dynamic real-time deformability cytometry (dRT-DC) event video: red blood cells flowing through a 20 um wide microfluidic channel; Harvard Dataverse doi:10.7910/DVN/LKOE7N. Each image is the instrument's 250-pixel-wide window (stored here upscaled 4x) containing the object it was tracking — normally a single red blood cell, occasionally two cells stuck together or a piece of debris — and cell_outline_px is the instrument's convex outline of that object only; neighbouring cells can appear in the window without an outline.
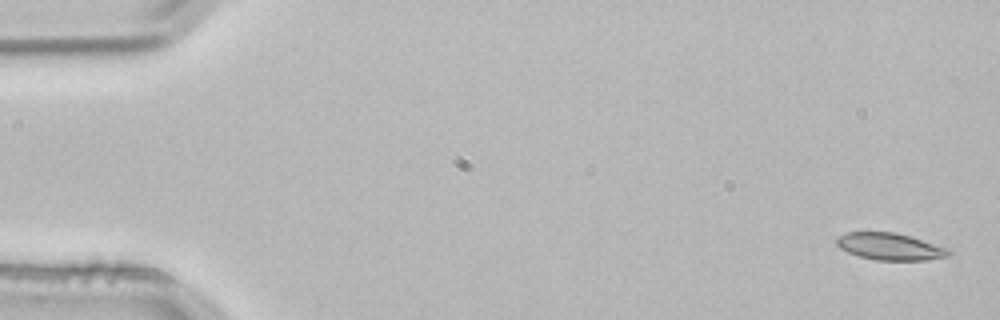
{"species": "common noctule bat (a hibernating species)", "species_latin": "Nyctalus noctula", "temperature_condition": "room temperature", "stored_images_in_passage": 3, "segment_of_instrument_passage": [1, 2], "camera_frame_rate_fps": 3000, "um_per_image_px": 0.085, "animal": {"sex": "male", "body_mass_g": 21.5, "forearm_length_mm": 52.0}, "frame": {"image": 1, "passage_image": 1, "time_ms": 0.0, "image_size_px": [1000, 320], "cell_outline_px": [[952, 252], [948, 256], [924, 260], [876, 260], [860, 256], [848, 252], [840, 248], [836, 244], [836, 236], [848, 232], [896, 232], [948, 248]], "centroid_in_image_um": [75.62, 20.95], "position_along_channel_um": 9.4, "area_um2": 17.51}}
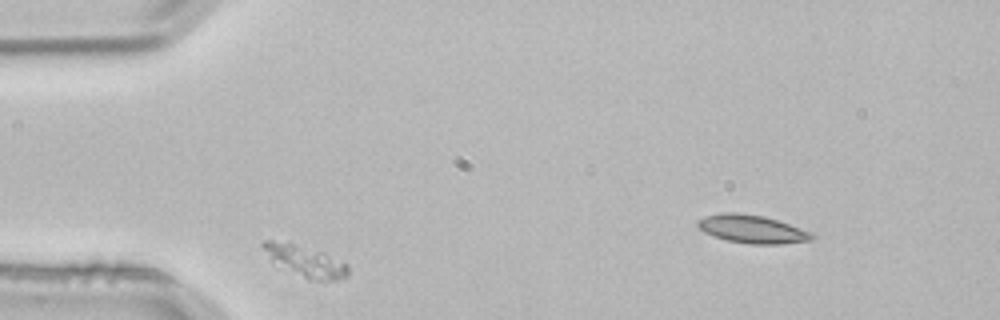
{"frame": {"image": 2, "passage_image": 2, "time_ms": 0.333, "image_size_px": [1000, 320], "cell_outline_px": [[348, 276], [336, 280], [308, 280], [272, 260], [260, 244], [264, 240], [272, 240], [292, 244], [324, 252], [348, 264]], "centroid_in_image_um": [26.01, 22.2], "position_along_channel_um": 59.0, "area_um2": 14.91}}